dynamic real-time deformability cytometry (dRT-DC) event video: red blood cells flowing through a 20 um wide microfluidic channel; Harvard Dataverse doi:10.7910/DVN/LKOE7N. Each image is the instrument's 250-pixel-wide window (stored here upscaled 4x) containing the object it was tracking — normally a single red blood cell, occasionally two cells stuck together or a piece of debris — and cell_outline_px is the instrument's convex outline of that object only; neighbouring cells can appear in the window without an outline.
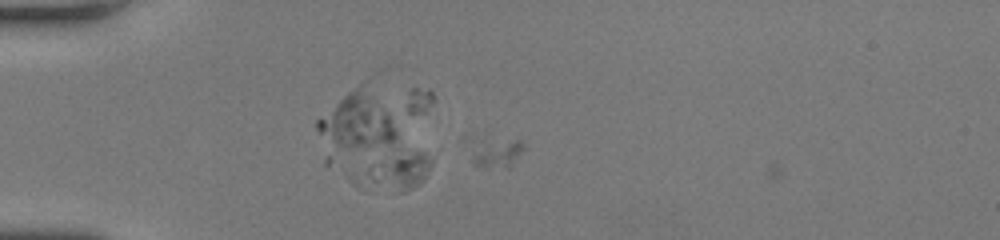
{"species": "human", "species_latin": "Homo sapiens", "temperature_condition": "room temperature", "stored_images_in_passage": 5, "camera_frame_rate_fps": 3000, "um_per_image_px": 0.085, "donor": {"sex": "female"}, "frame": {"image": 1, "passage_image": 3, "time_ms": 0.667, "image_size_px": [1000, 240], "cell_outline_px": [[432, 164], [420, 184], [412, 188], [400, 192], [352, 184], [348, 180], [348, 176], [352, 172], [400, 152], [420, 152]], "centroid_in_image_um": [33.44, 14.66], "position_along_channel_um": 51.6, "area_um2": 15.9}}